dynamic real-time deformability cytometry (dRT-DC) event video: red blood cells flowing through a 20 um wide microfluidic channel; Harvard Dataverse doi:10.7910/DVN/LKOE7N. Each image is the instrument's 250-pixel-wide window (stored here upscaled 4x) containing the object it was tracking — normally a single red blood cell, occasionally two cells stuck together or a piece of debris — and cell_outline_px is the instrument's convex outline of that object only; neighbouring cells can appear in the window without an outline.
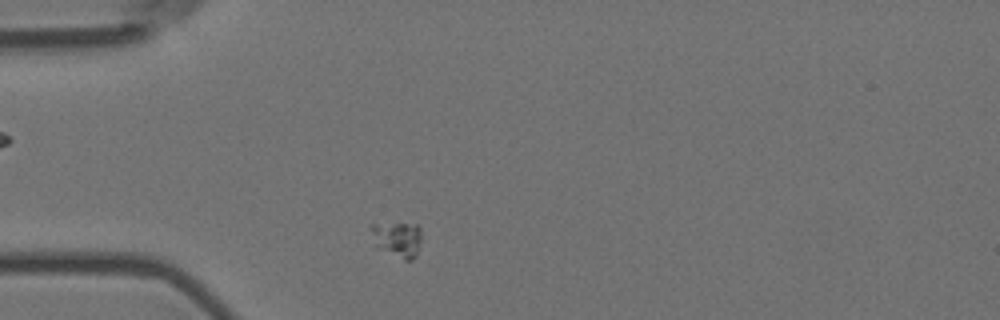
{"species": "Egyptian fruit bat (a non-hibernating species)", "species_latin": "Rousettus aegyptiacus", "temperature_condition": "room temperature", "stored_images_in_passage": 6, "segment_of_instrument_passage": [2, 2], "camera_frame_rate_fps": 3000, "um_per_image_px": 0.085, "animal": {"sex": "female"}, "frame": {"image": 1, "passage_image": 6, "time_ms": 1.667, "image_size_px": [1000, 320], "cell_outline_px": [[420, 240], [416, 256], [412, 260], [404, 260], [376, 248], [368, 224], [416, 224], [420, 228]], "centroid_in_image_um": [33.74, 20.34], "position_along_channel_um": 51.3, "area_um2": 10.46}}